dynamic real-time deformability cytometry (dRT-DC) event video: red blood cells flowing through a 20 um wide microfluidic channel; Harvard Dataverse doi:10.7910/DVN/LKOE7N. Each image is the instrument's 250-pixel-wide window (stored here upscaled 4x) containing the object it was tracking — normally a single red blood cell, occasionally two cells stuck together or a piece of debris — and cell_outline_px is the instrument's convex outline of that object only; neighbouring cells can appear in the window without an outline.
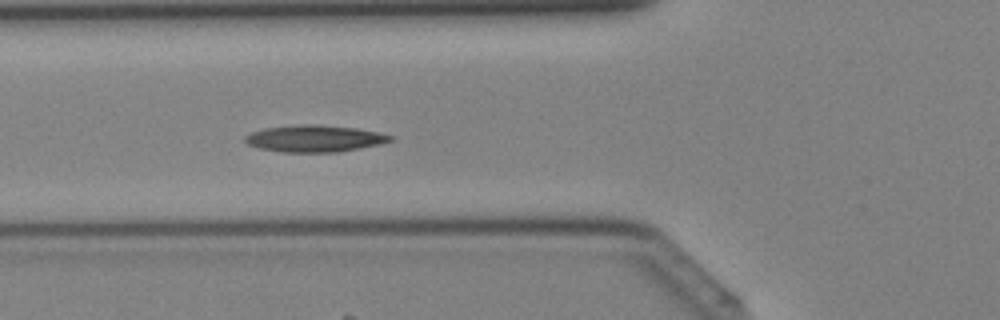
{"species": "Egyptian fruit bat (a non-hibernating species)", "species_latin": "Rousettus aegyptiacus", "temperature_condition": "cold", "stored_images_in_passage": 39, "camera_frame_rate_fps": 3000, "um_per_image_px": 0.085, "animal": {"sex": "female"}, "frame": {"image": 1, "passage_image": 14, "time_ms": 4.333, "image_size_px": [1000, 320], "cell_outline_px": [[392, 140], [380, 144], [340, 152], [280, 152], [260, 148], [248, 144], [244, 140], [244, 136], [252, 132], [264, 128], [304, 124], [316, 124], [356, 128], [376, 132], [392, 136]], "centroid_in_image_um": [26.71, 11.78], "position_along_channel_um": 99.1, "area_um2": 22.54}}
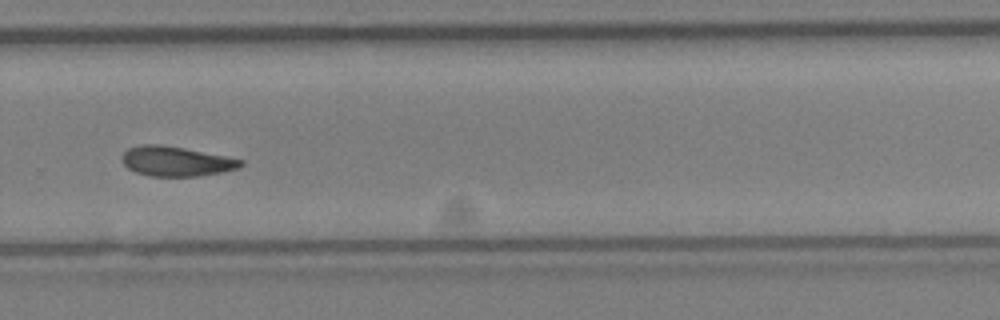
{"frame": {"image": 2, "passage_image": 27, "time_ms": 8.667, "image_size_px": [1000, 320], "cell_outline_px": [[244, 164], [236, 168], [220, 172], [196, 176], [148, 176], [136, 172], [128, 168], [120, 160], [120, 156], [128, 148], [140, 144], [160, 144], [184, 148], [244, 160]], "centroid_in_image_um": [14.9, 13.7], "position_along_channel_um": 314.9, "area_um2": 20.52}}
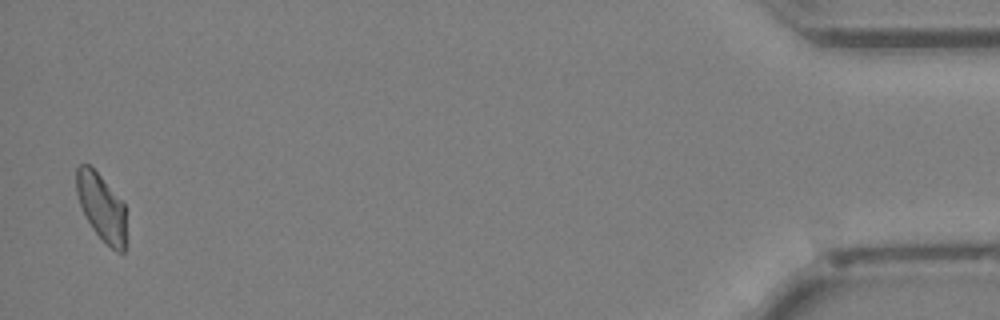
{"frame": {"image": 3, "passage_image": 39, "time_ms": 12.667, "image_size_px": [1000, 320], "cell_outline_px": [[124, 252], [116, 252], [92, 228], [84, 216], [76, 192], [76, 168], [80, 164], [88, 164], [100, 176], [124, 204]], "centroid_in_image_um": [8.58, 17.58], "position_along_channel_um": 426.6, "area_um2": 18.84}}